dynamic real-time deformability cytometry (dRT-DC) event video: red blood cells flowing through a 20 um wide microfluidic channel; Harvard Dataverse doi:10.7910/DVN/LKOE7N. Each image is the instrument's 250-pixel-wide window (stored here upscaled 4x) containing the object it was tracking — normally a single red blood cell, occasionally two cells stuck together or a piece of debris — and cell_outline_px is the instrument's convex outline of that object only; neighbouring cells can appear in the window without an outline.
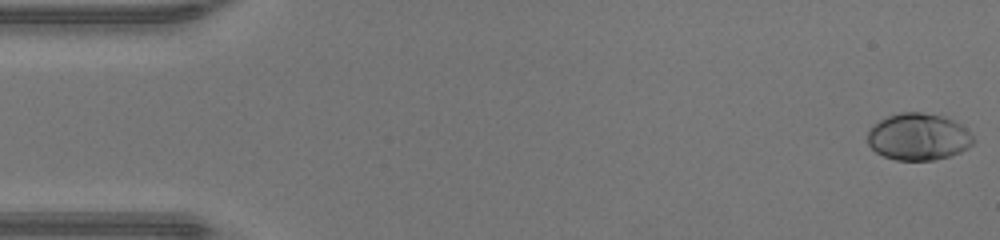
{"species": "human", "species_latin": "Homo sapiens", "temperature_condition": "warm", "stored_images_in_passage": 48, "camera_frame_rate_fps": 3000, "um_per_image_px": 0.085, "donor": {"sex": "male"}, "frame": {"image": 1, "passage_image": 1, "time_ms": 0.0, "image_size_px": [1000, 240], "cell_outline_px": [[972, 144], [968, 148], [960, 152], [948, 156], [932, 160], [896, 160], [884, 156], [876, 152], [868, 144], [868, 132], [872, 124], [888, 116], [900, 112], [920, 112], [944, 116], [960, 124], [972, 136]], "centroid_in_image_um": [78.03, 11.62], "position_along_channel_um": 7.0, "area_um2": 28.73}}
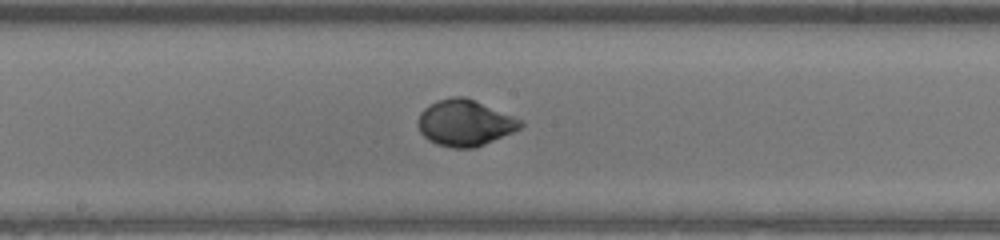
{"frame": {"image": 2, "passage_image": 25, "time_ms": 8.0, "image_size_px": [1000, 240], "cell_outline_px": [[524, 124], [520, 128], [512, 132], [476, 148], [452, 148], [436, 144], [428, 140], [420, 132], [416, 124], [416, 120], [420, 112], [424, 108], [436, 100], [452, 96], [464, 96], [524, 120]], "centroid_in_image_um": [39.48, 10.44], "position_along_channel_um": 208.7, "area_um2": 27.86}}
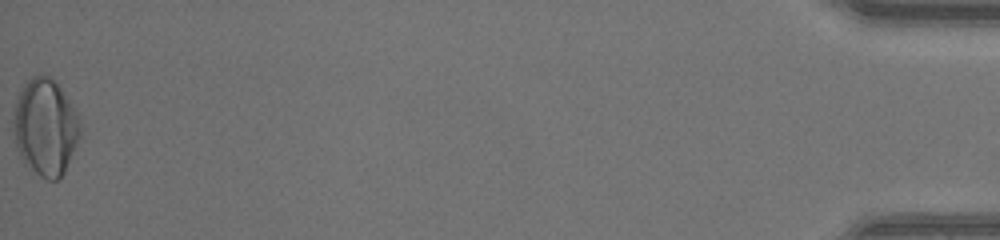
{"frame": {"image": 3, "passage_image": 48, "time_ms": 15.667, "image_size_px": [1000, 240], "cell_outline_px": [[80, 136], [64, 172], [56, 180], [48, 180], [40, 176], [24, 164], [16, 144], [12, 120], [16, 100], [24, 84], [32, 76], [48, 76], [60, 88], [80, 116]], "centroid_in_image_um": [3.85, 10.82], "position_along_channel_um": 431.3, "area_um2": 37.28}, "authors_computed_cell_mechanics": {"area_um2": 27.5128, "velocity_mm_per_s": 4.3597, "shape_relaxation_time_tau1_ms": 3.1112, "shape_relaxation_time_tau2_ms": null, "deformation_change_tau1": 0.2101, "deformation_change_tau2": null}}